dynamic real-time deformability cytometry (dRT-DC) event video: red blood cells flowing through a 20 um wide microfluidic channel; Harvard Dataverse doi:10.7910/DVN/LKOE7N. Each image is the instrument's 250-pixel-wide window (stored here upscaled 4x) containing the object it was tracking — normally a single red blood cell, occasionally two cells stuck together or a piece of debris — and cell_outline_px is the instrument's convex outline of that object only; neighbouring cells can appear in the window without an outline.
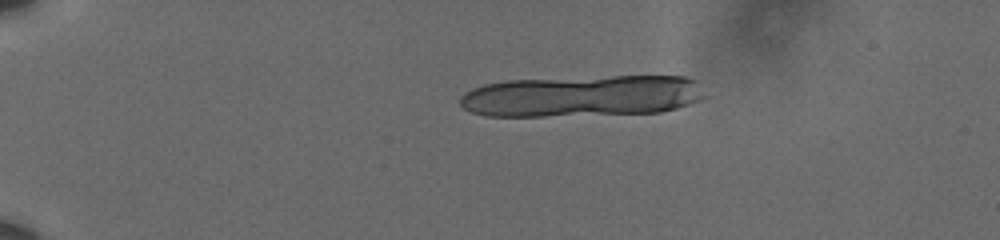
{"species": "human", "species_latin": "Homo sapiens", "temperature_condition": "cold", "stored_images_in_passage": 12, "camera_frame_rate_fps": 3000, "um_per_image_px": 0.085, "donor": {"sex": "male"}, "frame": {"image": 1, "passage_image": 1, "time_ms": 0.0, "image_size_px": [1000, 240], "cell_outline_px": [[704, 96], [700, 100], [676, 108], [660, 112], [544, 116], [488, 116], [472, 112], [464, 108], [460, 104], [460, 96], [464, 92], [472, 88], [484, 84], [508, 80], [612, 76], [684, 76], [696, 80]], "centroid_in_image_um": [49.44, 8.15], "position_along_channel_um": 35.6, "area_um2": 59.07}}